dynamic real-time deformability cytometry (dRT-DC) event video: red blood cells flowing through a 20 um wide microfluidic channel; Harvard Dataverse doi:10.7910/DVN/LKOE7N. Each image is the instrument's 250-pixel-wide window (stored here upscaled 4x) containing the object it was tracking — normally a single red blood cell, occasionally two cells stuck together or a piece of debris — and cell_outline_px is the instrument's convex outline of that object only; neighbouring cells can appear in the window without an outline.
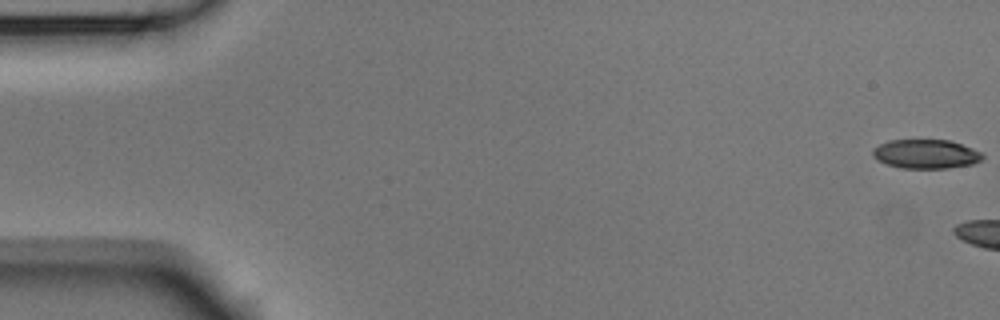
{"species": "Egyptian fruit bat (a non-hibernating species)", "species_latin": "Rousettus aegyptiacus", "temperature_condition": "room temperature", "stored_images_in_passage": 7, "camera_frame_rate_fps": 3000, "um_per_image_px": 0.085, "animal": {"sex": "male"}, "frame": {"image": 1, "passage_image": 1, "time_ms": 0.0, "image_size_px": [1000, 320], "cell_outline_px": [[984, 156], [980, 160], [972, 164], [948, 168], [900, 168], [876, 160], [872, 156], [872, 148], [888, 140], [948, 140], [972, 148], [980, 152]], "centroid_in_image_um": [78.65, 13.09], "position_along_channel_um": 6.3, "area_um2": 18.55}}
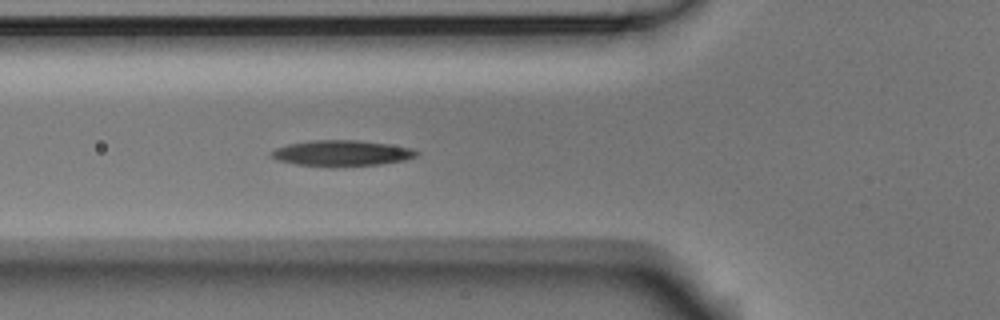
{"frame": {"image": 2, "passage_image": 7, "time_ms": 2.0, "image_size_px": [1000, 320], "cell_outline_px": [[420, 152], [416, 156], [404, 160], [380, 164], [296, 164], [280, 160], [272, 156], [272, 152], [276, 148], [288, 144], [312, 140], [356, 140], [388, 144], [412, 148]], "centroid_in_image_um": [29.11, 12.97], "position_along_channel_um": 96.7, "area_um2": 20.69}}